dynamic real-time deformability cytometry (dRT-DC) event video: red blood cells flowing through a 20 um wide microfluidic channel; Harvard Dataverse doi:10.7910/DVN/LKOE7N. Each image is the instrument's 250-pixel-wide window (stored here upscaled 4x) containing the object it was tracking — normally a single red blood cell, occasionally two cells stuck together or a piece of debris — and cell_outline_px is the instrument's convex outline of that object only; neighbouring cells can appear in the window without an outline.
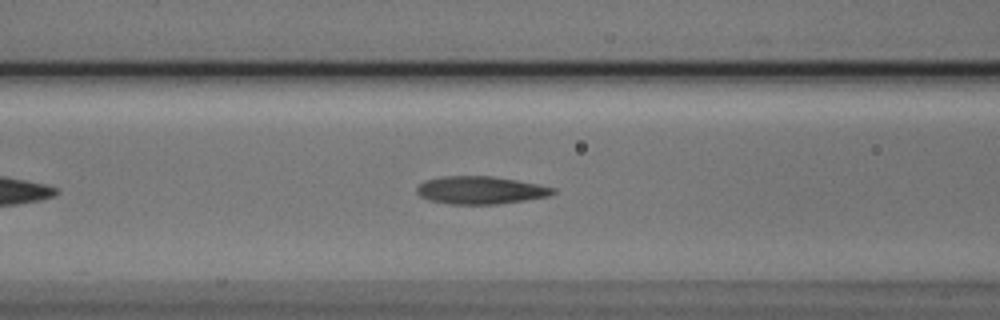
{"species": "Egyptian fruit bat (a non-hibernating species)", "species_latin": "Rousettus aegyptiacus", "temperature_condition": "cold", "stored_images_in_passage": 39, "camera_frame_rate_fps": 3000, "um_per_image_px": 0.085, "animal": {"sex": "male"}, "frame": {"image": 1, "passage_image": 10, "time_ms": 3.0, "image_size_px": [1000, 320], "cell_outline_px": [[556, 192], [548, 196], [524, 200], [496, 204], [448, 204], [428, 200], [420, 196], [416, 192], [416, 188], [424, 180], [444, 176], [492, 176], [516, 180], [556, 188]], "centroid_in_image_um": [40.8, 16.16], "position_along_channel_um": 125.8, "area_um2": 21.96}}
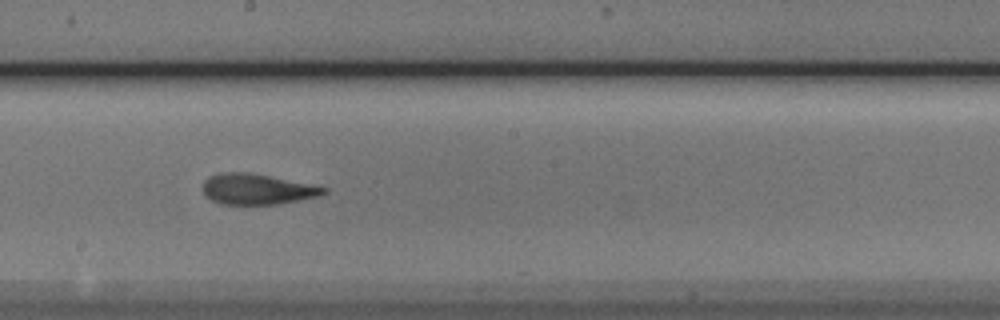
{"frame": {"image": 2, "passage_image": 18, "time_ms": 5.667, "image_size_px": [1000, 320], "cell_outline_px": [[328, 192], [316, 196], [280, 204], [220, 204], [204, 196], [204, 180], [208, 176], [220, 172], [244, 172], [268, 176], [328, 188]], "centroid_in_image_um": [21.79, 16.08], "position_along_channel_um": 226.4, "area_um2": 21.27}}
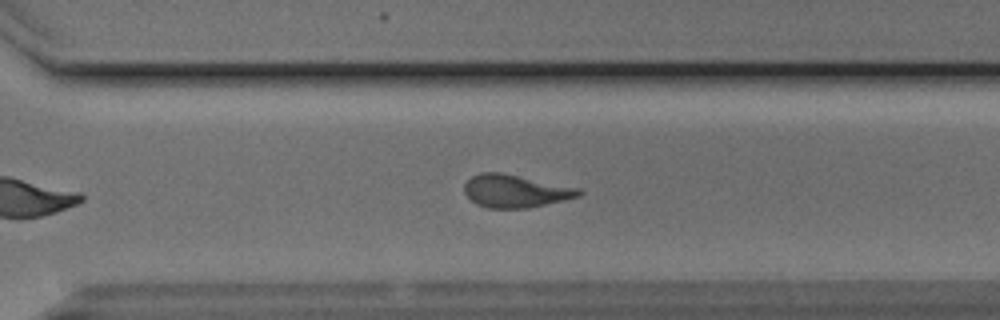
{"frame": {"image": 3, "passage_image": 26, "time_ms": 8.333, "image_size_px": [1000, 320], "cell_outline_px": [[584, 192], [580, 196], [564, 200], [528, 208], [488, 208], [476, 204], [464, 192], [464, 184], [472, 176], [480, 172], [500, 172], [580, 188]], "centroid_in_image_um": [43.81, 16.24], "position_along_channel_um": 326.8, "area_um2": 21.85}, "authors_computed_cell_mechanics": {"area_um2": 21.8484, "velocity_mm_per_s": 3.7776, "shape_relaxation_time_tau1_ms": 6.7911, "shape_relaxation_time_tau2_ms": 2.5203, "deformation_change_tau1": 0.1912, "deformation_change_tau2": 0.1204}}